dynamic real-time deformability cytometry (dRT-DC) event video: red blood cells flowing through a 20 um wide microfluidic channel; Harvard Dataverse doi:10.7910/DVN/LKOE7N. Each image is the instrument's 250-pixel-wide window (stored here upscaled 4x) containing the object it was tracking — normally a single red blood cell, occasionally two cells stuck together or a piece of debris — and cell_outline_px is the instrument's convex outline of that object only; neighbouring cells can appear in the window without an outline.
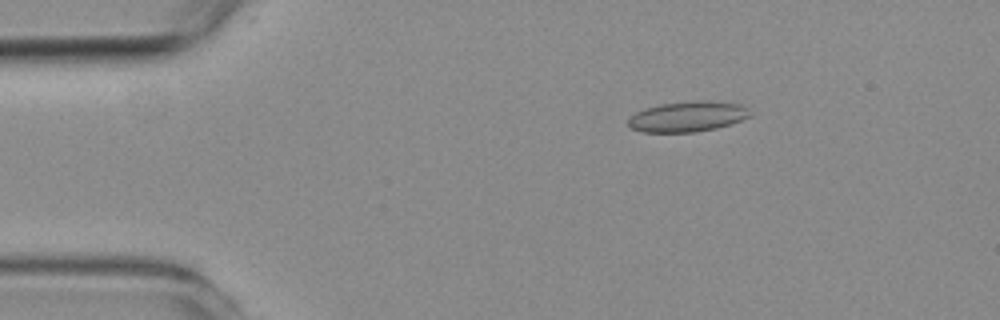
{"species": "common noctule bat (a hibernating species)", "species_latin": "Nyctalus noctula", "temperature_condition": "room temperature", "stored_images_in_passage": 4, "segment_of_instrument_passage": [1, 2], "camera_frame_rate_fps": 3000, "um_per_image_px": 0.085, "animal": {"sex": "female", "body_mass_g": 19.3, "forearm_length_mm": 54.1}, "frame": {"image": 1, "passage_image": 2, "time_ms": 1.667, "image_size_px": [1000, 320], "cell_outline_px": [[752, 116], [732, 124], [716, 128], [692, 132], [644, 132], [632, 128], [628, 124], [628, 116], [644, 108], [660, 104], [700, 100], [708, 100], [744, 104], [748, 108]], "centroid_in_image_um": [58.48, 9.89], "position_along_channel_um": 26.5, "area_um2": 21.85}}